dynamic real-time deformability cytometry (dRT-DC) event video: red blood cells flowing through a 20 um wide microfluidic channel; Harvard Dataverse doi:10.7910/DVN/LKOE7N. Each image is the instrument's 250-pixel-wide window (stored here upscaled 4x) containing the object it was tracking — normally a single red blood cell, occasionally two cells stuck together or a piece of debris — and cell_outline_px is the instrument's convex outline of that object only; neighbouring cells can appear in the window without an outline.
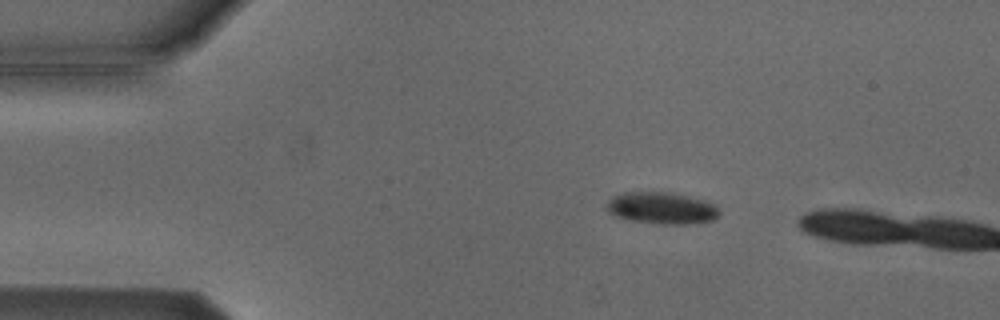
{"species": "Egyptian fruit bat (a non-hibernating species)", "species_latin": "Rousettus aegyptiacus", "temperature_condition": "cold", "stored_images_in_passage": 4, "camera_frame_rate_fps": 3000, "um_per_image_px": 0.085, "animal": {"sex": "male"}, "frame": {"image": 1, "passage_image": 3, "time_ms": 2.333, "image_size_px": [1000, 320], "cell_outline_px": [[720, 212], [712, 220], [684, 224], [660, 224], [632, 220], [616, 216], [608, 212], [608, 200], [612, 196], [624, 192], [668, 192], [688, 196], [704, 200], [716, 204], [720, 208]], "centroid_in_image_um": [56.26, 17.67], "position_along_channel_um": 28.7, "area_um2": 20.75}}